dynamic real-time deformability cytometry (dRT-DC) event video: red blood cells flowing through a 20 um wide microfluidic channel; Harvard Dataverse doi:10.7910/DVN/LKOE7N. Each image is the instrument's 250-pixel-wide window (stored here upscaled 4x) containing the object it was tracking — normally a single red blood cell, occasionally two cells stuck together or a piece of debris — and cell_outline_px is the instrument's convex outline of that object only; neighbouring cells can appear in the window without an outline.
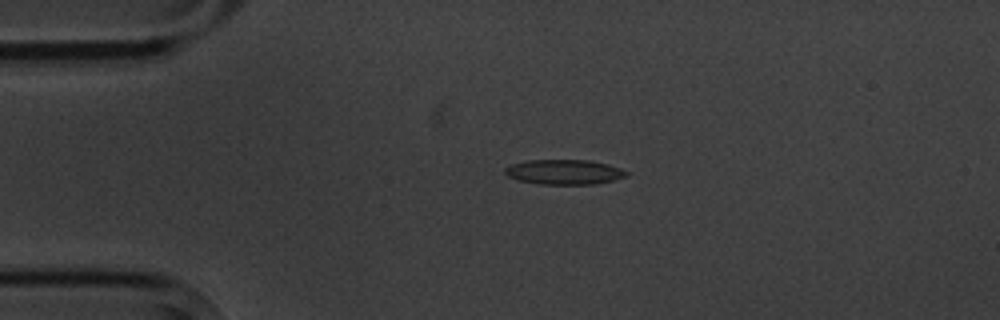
{"species": "common noctule bat (a hibernating species)", "species_latin": "Nyctalus noctula", "temperature_condition": "cold", "stored_images_in_passage": 4, "camera_frame_rate_fps": 3000, "um_per_image_px": 0.085, "animal": {"sex": "male", "body_mass_g": 20.1, "forearm_length_mm": 53.5}, "frame": {"image": 1, "passage_image": 3, "time_ms": 2.667, "image_size_px": [1000, 320], "cell_outline_px": [[628, 176], [612, 180], [592, 184], [540, 184], [520, 180], [508, 176], [504, 172], [504, 168], [512, 164], [528, 160], [588, 160], [608, 164], [620, 168], [628, 172]], "centroid_in_image_um": [47.96, 14.61], "position_along_channel_um": 37.0, "area_um2": 17.46}}